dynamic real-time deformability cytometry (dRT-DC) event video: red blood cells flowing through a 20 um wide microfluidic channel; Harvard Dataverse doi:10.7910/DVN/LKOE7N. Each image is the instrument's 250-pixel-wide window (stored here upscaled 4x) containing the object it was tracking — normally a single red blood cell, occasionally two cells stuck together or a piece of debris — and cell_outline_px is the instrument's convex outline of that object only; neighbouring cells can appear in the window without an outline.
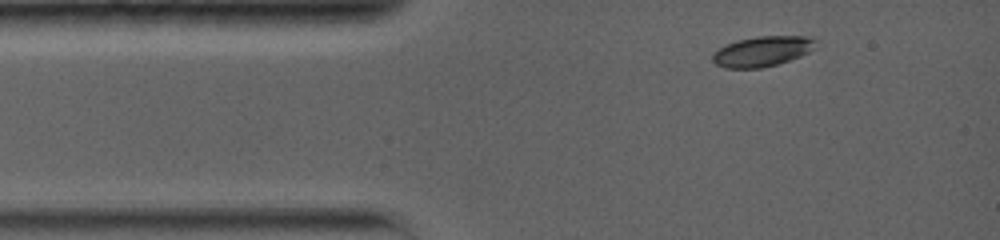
{"species": "common noctule bat (a hibernating species)", "species_latin": "Nyctalus noctula", "temperature_condition": "warm", "stored_images_in_passage": 12, "camera_frame_rate_fps": 5000, "um_per_image_px": 0.085, "animal": {"sex": "female", "body_mass_g": 19.0, "forearm_length_mm": 56.7}, "frame": {"image": 1, "passage_image": 1, "time_ms": 0.0, "image_size_px": [1000, 240], "cell_outline_px": [[820, 40], [816, 48], [800, 56], [776, 64], [760, 68], [724, 68], [716, 64], [712, 60], [712, 52], [724, 44], [736, 40], [756, 36], [808, 36]], "centroid_in_image_um": [64.8, 4.34], "position_along_channel_um": 20.2, "area_um2": 18.5}}
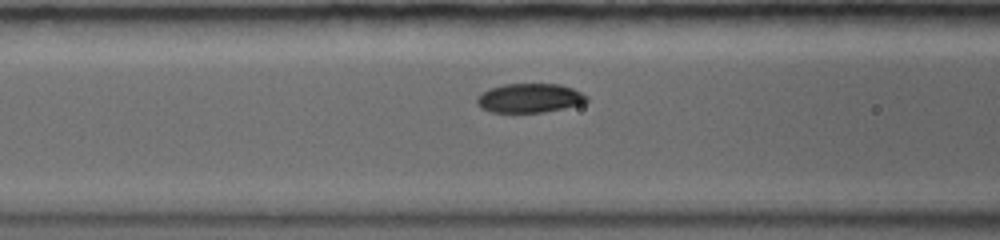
{"frame": {"image": 2, "passage_image": 6, "time_ms": 3.6, "image_size_px": [1000, 240], "cell_outline_px": [[588, 100], [580, 104], [564, 108], [544, 112], [492, 112], [480, 108], [476, 104], [476, 96], [480, 92], [488, 88], [504, 84], [560, 84], [572, 88], [588, 96]], "centroid_in_image_um": [44.95, 8.33], "position_along_channel_um": 121.6, "area_um2": 18.79}}
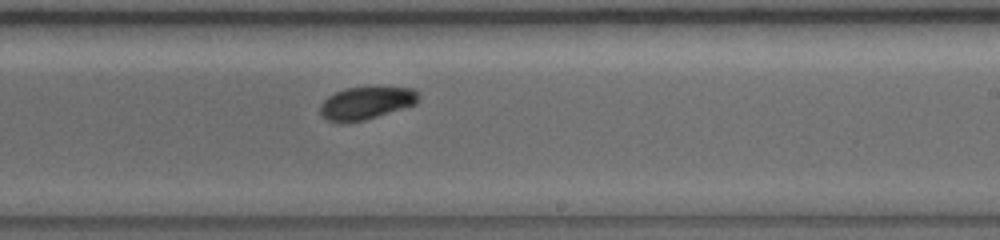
{"frame": {"image": 3, "passage_image": 12, "time_ms": 7.2, "image_size_px": [1000, 240], "cell_outline_px": [[420, 100], [416, 104], [364, 120], [348, 124], [340, 124], [328, 120], [320, 112], [320, 104], [328, 96], [344, 88], [368, 84], [380, 84], [416, 88], [420, 92]], "centroid_in_image_um": [31.19, 8.69], "position_along_channel_um": 257.8, "area_um2": 20.0}}